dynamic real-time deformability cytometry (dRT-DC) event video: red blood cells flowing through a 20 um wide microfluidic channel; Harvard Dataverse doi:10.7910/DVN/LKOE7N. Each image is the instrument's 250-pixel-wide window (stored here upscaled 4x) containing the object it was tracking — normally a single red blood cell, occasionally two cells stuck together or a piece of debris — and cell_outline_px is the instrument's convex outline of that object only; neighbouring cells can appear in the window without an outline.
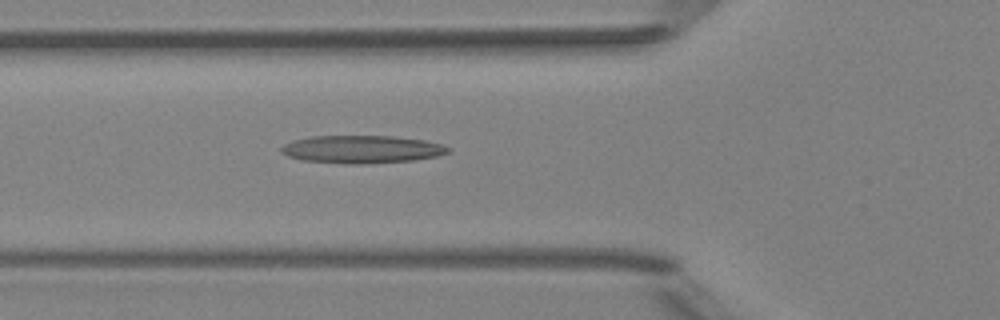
{"species": "Egyptian fruit bat (a non-hibernating species)", "species_latin": "Rousettus aegyptiacus", "temperature_condition": "room temperature", "stored_images_in_passage": 40, "camera_frame_rate_fps": 3000, "um_per_image_px": 0.085, "animal": {"sex": "female"}, "frame": {"image": 1, "passage_image": 8, "time_ms": 2.333, "image_size_px": [1000, 320], "cell_outline_px": [[452, 148], [448, 152], [436, 156], [412, 160], [364, 164], [344, 164], [304, 160], [288, 156], [280, 152], [280, 148], [284, 144], [292, 140], [312, 136], [392, 136], [424, 140], [440, 144]], "centroid_in_image_um": [30.72, 12.69], "position_along_channel_um": 95.1, "area_um2": 26.99}}
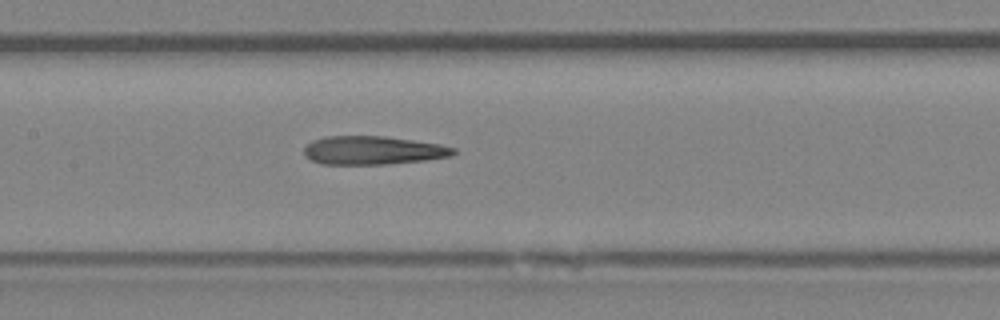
{"frame": {"image": 2, "passage_image": 14, "time_ms": 4.333, "image_size_px": [1000, 320], "cell_outline_px": [[456, 152], [452, 156], [424, 160], [388, 164], [320, 164], [304, 156], [304, 148], [312, 140], [324, 136], [384, 136], [440, 144], [456, 148]], "centroid_in_image_um": [31.69, 12.78], "position_along_channel_um": 175.7, "area_um2": 24.85}}
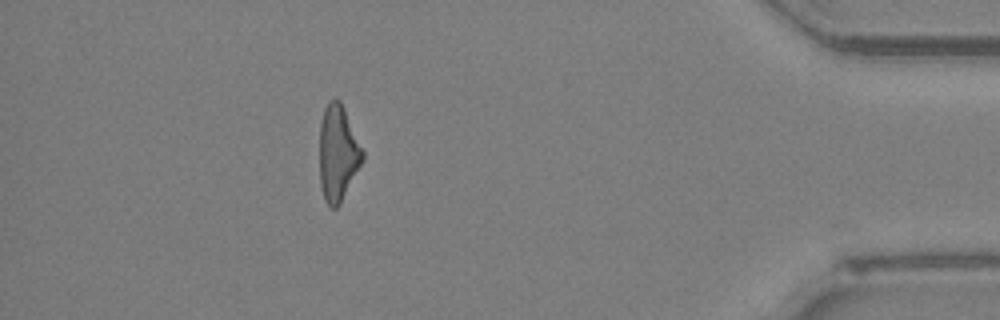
{"frame": {"image": 3, "passage_image": 35, "time_ms": 11.333, "image_size_px": [1000, 320], "cell_outline_px": [[364, 160], [340, 204], [336, 208], [328, 208], [324, 200], [320, 184], [320, 120], [324, 108], [328, 100], [340, 100], [344, 108], [364, 152]], "centroid_in_image_um": [28.71, 13.05], "position_along_channel_um": 406.5, "area_um2": 24.22}, "authors_computed_cell_mechanics": {"area_um2": 25.0563, "velocity_mm_per_s": 4.0366, "shape_relaxation_time_tau1_ms": null, "shape_relaxation_time_tau2_ms": 4.7091, "deformation_change_tau1": null, "deformation_change_tau2": 0.2106}}